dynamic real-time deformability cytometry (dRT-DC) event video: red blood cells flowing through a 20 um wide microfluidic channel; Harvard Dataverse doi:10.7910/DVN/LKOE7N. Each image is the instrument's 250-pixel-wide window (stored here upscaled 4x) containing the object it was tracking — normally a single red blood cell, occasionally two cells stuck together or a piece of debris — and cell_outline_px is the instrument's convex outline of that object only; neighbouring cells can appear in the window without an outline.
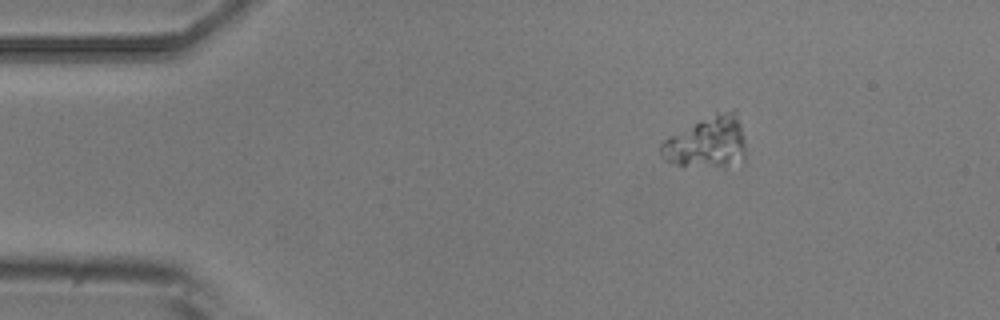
{"species": "common noctule bat (a hibernating species)", "species_latin": "Nyctalus noctula", "temperature_condition": "room temperature", "stored_images_in_passage": 3, "camera_frame_rate_fps": 3000, "um_per_image_px": 0.085, "animal": {"sex": "male", "body_mass_g": 20.5, "forearm_length_mm": 52.5}, "frame": {"image": 1, "passage_image": 1, "time_ms": 0.0, "image_size_px": [1000, 320], "cell_outline_px": [[744, 164], [680, 168], [664, 160], [660, 156], [660, 144], [668, 136], [716, 112], [732, 108], [736, 108], [744, 136]], "centroid_in_image_um": [60.09, 12.11], "position_along_channel_um": 24.9, "area_um2": 26.3}}